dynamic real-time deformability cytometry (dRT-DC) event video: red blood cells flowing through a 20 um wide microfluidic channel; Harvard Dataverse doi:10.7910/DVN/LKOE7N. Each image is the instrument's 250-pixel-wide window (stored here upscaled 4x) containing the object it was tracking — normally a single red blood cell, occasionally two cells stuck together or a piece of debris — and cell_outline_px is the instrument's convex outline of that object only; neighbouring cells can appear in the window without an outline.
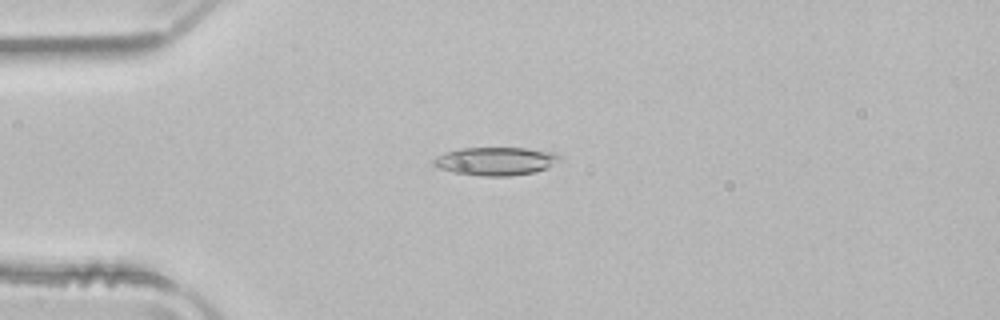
{"species": "common noctule bat (a hibernating species)", "species_latin": "Nyctalus noctula", "temperature_condition": "room temperature", "stored_images_in_passage": 51, "camera_frame_rate_fps": 3000, "um_per_image_px": 0.085, "animal": {"sex": "male", "body_mass_g": 21.5, "forearm_length_mm": 52.0}, "frame": {"image": 1, "passage_image": 13, "time_ms": 4.0, "image_size_px": [1000, 320], "cell_outline_px": [[560, 160], [536, 172], [508, 176], [484, 176], [456, 172], [440, 168], [432, 164], [432, 160], [436, 156], [460, 148], [524, 148], [556, 152], [560, 156]], "centroid_in_image_um": [42.14, 13.69], "position_along_channel_um": 42.9, "area_um2": 20.46}}
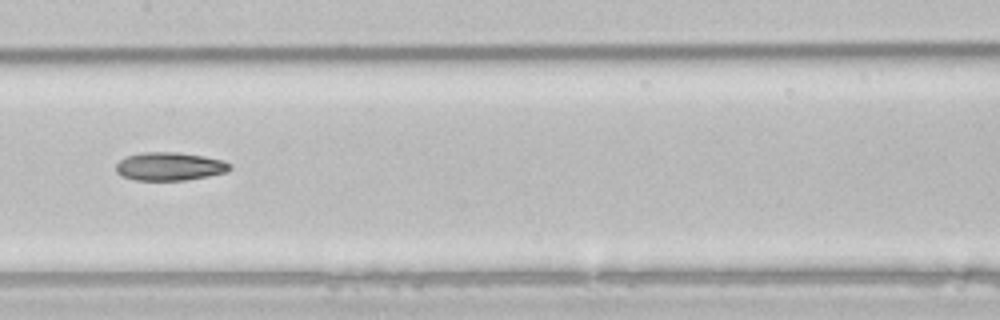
{"frame": {"image": 2, "passage_image": 26, "time_ms": 8.333, "image_size_px": [1000, 320], "cell_outline_px": [[232, 168], [224, 172], [208, 176], [184, 180], [136, 180], [124, 176], [116, 172], [116, 164], [120, 160], [128, 156], [140, 152], [176, 152], [204, 156], [224, 160], [232, 164]], "centroid_in_image_um": [14.44, 14.13], "position_along_channel_um": 193.0, "area_um2": 18.67}}
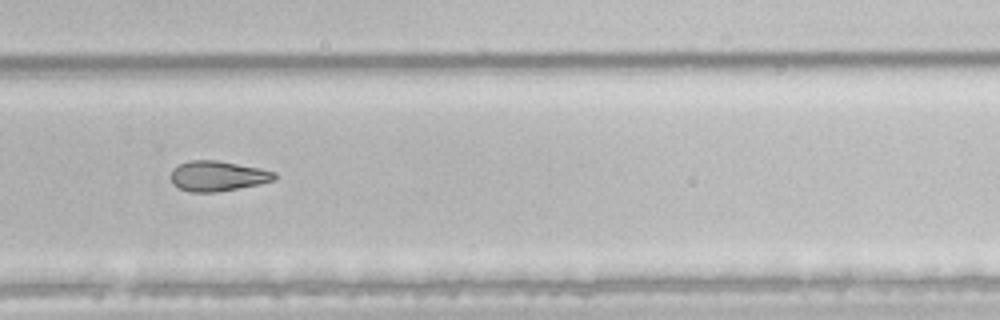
{"frame": {"image": 3, "passage_image": 35, "time_ms": 11.333, "image_size_px": [1000, 320], "cell_outline_px": [[276, 180], [260, 184], [216, 192], [188, 192], [172, 184], [172, 168], [188, 160], [216, 160], [260, 168], [276, 172]], "centroid_in_image_um": [18.51, 14.96], "position_along_channel_um": 311.3, "area_um2": 18.26}, "authors_computed_cell_mechanics": {"area_um2": 20.1722, "velocity_mm_per_s": 3.9691, "shape_relaxation_time_tau1_ms": 9.7489, "shape_relaxation_time_tau2_ms": 3.2388, "deformation_change_tau1": 0.2237, "deformation_change_tau2": 0.1154}}